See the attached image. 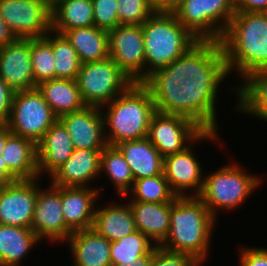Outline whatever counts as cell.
Segmentation results:
<instances>
[{
	"instance_id": "6da1fadb",
	"label": "cell",
	"mask_w": 267,
	"mask_h": 266,
	"mask_svg": "<svg viewBox=\"0 0 267 266\" xmlns=\"http://www.w3.org/2000/svg\"><path fill=\"white\" fill-rule=\"evenodd\" d=\"M220 43L228 74L267 68V12L236 11Z\"/></svg>"
},
{
	"instance_id": "7a4b0ae2",
	"label": "cell",
	"mask_w": 267,
	"mask_h": 266,
	"mask_svg": "<svg viewBox=\"0 0 267 266\" xmlns=\"http://www.w3.org/2000/svg\"><path fill=\"white\" fill-rule=\"evenodd\" d=\"M216 221L198 196H177L171 206L168 235L159 246L206 263Z\"/></svg>"
},
{
	"instance_id": "3957f363",
	"label": "cell",
	"mask_w": 267,
	"mask_h": 266,
	"mask_svg": "<svg viewBox=\"0 0 267 266\" xmlns=\"http://www.w3.org/2000/svg\"><path fill=\"white\" fill-rule=\"evenodd\" d=\"M101 109L105 138L112 146L147 137L151 118L156 112L149 89L143 83L135 82Z\"/></svg>"
},
{
	"instance_id": "277c9868",
	"label": "cell",
	"mask_w": 267,
	"mask_h": 266,
	"mask_svg": "<svg viewBox=\"0 0 267 266\" xmlns=\"http://www.w3.org/2000/svg\"><path fill=\"white\" fill-rule=\"evenodd\" d=\"M141 28L145 51L144 81L178 59L199 40L173 12L155 11Z\"/></svg>"
},
{
	"instance_id": "5b68a950",
	"label": "cell",
	"mask_w": 267,
	"mask_h": 266,
	"mask_svg": "<svg viewBox=\"0 0 267 266\" xmlns=\"http://www.w3.org/2000/svg\"><path fill=\"white\" fill-rule=\"evenodd\" d=\"M204 177L203 188L198 197L215 218L218 217V211L223 209L228 212L245 203L263 182L255 173H247L246 168L237 161L230 162Z\"/></svg>"
},
{
	"instance_id": "8992f818",
	"label": "cell",
	"mask_w": 267,
	"mask_h": 266,
	"mask_svg": "<svg viewBox=\"0 0 267 266\" xmlns=\"http://www.w3.org/2000/svg\"><path fill=\"white\" fill-rule=\"evenodd\" d=\"M172 12L199 40L220 41L236 12V0H179Z\"/></svg>"
},
{
	"instance_id": "52a82bcc",
	"label": "cell",
	"mask_w": 267,
	"mask_h": 266,
	"mask_svg": "<svg viewBox=\"0 0 267 266\" xmlns=\"http://www.w3.org/2000/svg\"><path fill=\"white\" fill-rule=\"evenodd\" d=\"M230 75H195L183 79L179 95V115L184 116L204 131H218L217 96L220 84Z\"/></svg>"
},
{
	"instance_id": "ba28073f",
	"label": "cell",
	"mask_w": 267,
	"mask_h": 266,
	"mask_svg": "<svg viewBox=\"0 0 267 266\" xmlns=\"http://www.w3.org/2000/svg\"><path fill=\"white\" fill-rule=\"evenodd\" d=\"M217 132L204 131L192 120L175 114L155 112L151 118L147 138L165 157L183 151L203 140L219 139ZM192 142V143H191Z\"/></svg>"
},
{
	"instance_id": "9c48e42d",
	"label": "cell",
	"mask_w": 267,
	"mask_h": 266,
	"mask_svg": "<svg viewBox=\"0 0 267 266\" xmlns=\"http://www.w3.org/2000/svg\"><path fill=\"white\" fill-rule=\"evenodd\" d=\"M76 81L86 106L100 108L133 83L110 57L81 64Z\"/></svg>"
},
{
	"instance_id": "30bf717a",
	"label": "cell",
	"mask_w": 267,
	"mask_h": 266,
	"mask_svg": "<svg viewBox=\"0 0 267 266\" xmlns=\"http://www.w3.org/2000/svg\"><path fill=\"white\" fill-rule=\"evenodd\" d=\"M57 119L42 93L34 88L14 92L6 124L13 135L37 144Z\"/></svg>"
},
{
	"instance_id": "8fae6325",
	"label": "cell",
	"mask_w": 267,
	"mask_h": 266,
	"mask_svg": "<svg viewBox=\"0 0 267 266\" xmlns=\"http://www.w3.org/2000/svg\"><path fill=\"white\" fill-rule=\"evenodd\" d=\"M0 16L17 38H42L52 30L46 0H0Z\"/></svg>"
},
{
	"instance_id": "7c38bea8",
	"label": "cell",
	"mask_w": 267,
	"mask_h": 266,
	"mask_svg": "<svg viewBox=\"0 0 267 266\" xmlns=\"http://www.w3.org/2000/svg\"><path fill=\"white\" fill-rule=\"evenodd\" d=\"M109 57L135 83L144 82L145 51L141 25H118L108 31Z\"/></svg>"
},
{
	"instance_id": "4fadbf2b",
	"label": "cell",
	"mask_w": 267,
	"mask_h": 266,
	"mask_svg": "<svg viewBox=\"0 0 267 266\" xmlns=\"http://www.w3.org/2000/svg\"><path fill=\"white\" fill-rule=\"evenodd\" d=\"M39 181L37 178V199L31 229L41 241L48 239V242L64 243L73 232L67 227L62 213L61 187L51 184L47 187L49 189H42Z\"/></svg>"
},
{
	"instance_id": "5bb4252c",
	"label": "cell",
	"mask_w": 267,
	"mask_h": 266,
	"mask_svg": "<svg viewBox=\"0 0 267 266\" xmlns=\"http://www.w3.org/2000/svg\"><path fill=\"white\" fill-rule=\"evenodd\" d=\"M166 68L171 75L190 79L195 75H229L220 41L198 40Z\"/></svg>"
},
{
	"instance_id": "9a60e30c",
	"label": "cell",
	"mask_w": 267,
	"mask_h": 266,
	"mask_svg": "<svg viewBox=\"0 0 267 266\" xmlns=\"http://www.w3.org/2000/svg\"><path fill=\"white\" fill-rule=\"evenodd\" d=\"M37 179H18L0 188V224L31 228Z\"/></svg>"
},
{
	"instance_id": "2e32d148",
	"label": "cell",
	"mask_w": 267,
	"mask_h": 266,
	"mask_svg": "<svg viewBox=\"0 0 267 266\" xmlns=\"http://www.w3.org/2000/svg\"><path fill=\"white\" fill-rule=\"evenodd\" d=\"M194 148L164 157L163 174L177 196H198L203 188L204 175ZM189 190L191 191L190 194Z\"/></svg>"
},
{
	"instance_id": "e0dca14e",
	"label": "cell",
	"mask_w": 267,
	"mask_h": 266,
	"mask_svg": "<svg viewBox=\"0 0 267 266\" xmlns=\"http://www.w3.org/2000/svg\"><path fill=\"white\" fill-rule=\"evenodd\" d=\"M58 119L67 129L74 149L103 150L108 145L100 107L86 106Z\"/></svg>"
},
{
	"instance_id": "ac0fdd59",
	"label": "cell",
	"mask_w": 267,
	"mask_h": 266,
	"mask_svg": "<svg viewBox=\"0 0 267 266\" xmlns=\"http://www.w3.org/2000/svg\"><path fill=\"white\" fill-rule=\"evenodd\" d=\"M0 77L13 91L37 88L31 64V38H17L0 47Z\"/></svg>"
},
{
	"instance_id": "d6986e66",
	"label": "cell",
	"mask_w": 267,
	"mask_h": 266,
	"mask_svg": "<svg viewBox=\"0 0 267 266\" xmlns=\"http://www.w3.org/2000/svg\"><path fill=\"white\" fill-rule=\"evenodd\" d=\"M103 150L74 149L68 160L51 176L53 186L92 187L100 173L101 153Z\"/></svg>"
},
{
	"instance_id": "ffe728a7",
	"label": "cell",
	"mask_w": 267,
	"mask_h": 266,
	"mask_svg": "<svg viewBox=\"0 0 267 266\" xmlns=\"http://www.w3.org/2000/svg\"><path fill=\"white\" fill-rule=\"evenodd\" d=\"M101 191L103 188L61 187L62 213L72 232L92 228Z\"/></svg>"
},
{
	"instance_id": "44dd1931",
	"label": "cell",
	"mask_w": 267,
	"mask_h": 266,
	"mask_svg": "<svg viewBox=\"0 0 267 266\" xmlns=\"http://www.w3.org/2000/svg\"><path fill=\"white\" fill-rule=\"evenodd\" d=\"M73 151L70 135L63 123L57 119L37 143L39 178L44 173L51 176L68 160Z\"/></svg>"
},
{
	"instance_id": "7402d4cb",
	"label": "cell",
	"mask_w": 267,
	"mask_h": 266,
	"mask_svg": "<svg viewBox=\"0 0 267 266\" xmlns=\"http://www.w3.org/2000/svg\"><path fill=\"white\" fill-rule=\"evenodd\" d=\"M65 243L70 246L72 266H111V242L93 228L73 232Z\"/></svg>"
},
{
	"instance_id": "603a6c76",
	"label": "cell",
	"mask_w": 267,
	"mask_h": 266,
	"mask_svg": "<svg viewBox=\"0 0 267 266\" xmlns=\"http://www.w3.org/2000/svg\"><path fill=\"white\" fill-rule=\"evenodd\" d=\"M174 203H150L129 201L134 215L136 229L159 246L167 237L170 229L171 206Z\"/></svg>"
},
{
	"instance_id": "cb8c5ba5",
	"label": "cell",
	"mask_w": 267,
	"mask_h": 266,
	"mask_svg": "<svg viewBox=\"0 0 267 266\" xmlns=\"http://www.w3.org/2000/svg\"><path fill=\"white\" fill-rule=\"evenodd\" d=\"M131 168L134 180L163 174L164 157L145 137L116 145Z\"/></svg>"
},
{
	"instance_id": "d4e9b609",
	"label": "cell",
	"mask_w": 267,
	"mask_h": 266,
	"mask_svg": "<svg viewBox=\"0 0 267 266\" xmlns=\"http://www.w3.org/2000/svg\"><path fill=\"white\" fill-rule=\"evenodd\" d=\"M7 170L18 179H37V144L32 140L11 134L1 154Z\"/></svg>"
},
{
	"instance_id": "484cf974",
	"label": "cell",
	"mask_w": 267,
	"mask_h": 266,
	"mask_svg": "<svg viewBox=\"0 0 267 266\" xmlns=\"http://www.w3.org/2000/svg\"><path fill=\"white\" fill-rule=\"evenodd\" d=\"M108 204V205H107ZM95 209L92 228L108 241L114 242L135 232L133 212L128 204L107 203Z\"/></svg>"
},
{
	"instance_id": "4316f807",
	"label": "cell",
	"mask_w": 267,
	"mask_h": 266,
	"mask_svg": "<svg viewBox=\"0 0 267 266\" xmlns=\"http://www.w3.org/2000/svg\"><path fill=\"white\" fill-rule=\"evenodd\" d=\"M232 88L238 98L236 110L267 122V68L251 72Z\"/></svg>"
},
{
	"instance_id": "83f0119b",
	"label": "cell",
	"mask_w": 267,
	"mask_h": 266,
	"mask_svg": "<svg viewBox=\"0 0 267 266\" xmlns=\"http://www.w3.org/2000/svg\"><path fill=\"white\" fill-rule=\"evenodd\" d=\"M37 88L58 118L86 107L76 80L49 79L40 82Z\"/></svg>"
},
{
	"instance_id": "f1b7e54d",
	"label": "cell",
	"mask_w": 267,
	"mask_h": 266,
	"mask_svg": "<svg viewBox=\"0 0 267 266\" xmlns=\"http://www.w3.org/2000/svg\"><path fill=\"white\" fill-rule=\"evenodd\" d=\"M183 78L171 75L165 67L149 76L143 84L149 89L157 112L179 115V95Z\"/></svg>"
},
{
	"instance_id": "f546056e",
	"label": "cell",
	"mask_w": 267,
	"mask_h": 266,
	"mask_svg": "<svg viewBox=\"0 0 267 266\" xmlns=\"http://www.w3.org/2000/svg\"><path fill=\"white\" fill-rule=\"evenodd\" d=\"M63 34L76 50L81 64L109 57L108 31L93 25L66 30Z\"/></svg>"
},
{
	"instance_id": "4dcf8cb0",
	"label": "cell",
	"mask_w": 267,
	"mask_h": 266,
	"mask_svg": "<svg viewBox=\"0 0 267 266\" xmlns=\"http://www.w3.org/2000/svg\"><path fill=\"white\" fill-rule=\"evenodd\" d=\"M40 241L31 228L0 224V266H20L21 260Z\"/></svg>"
},
{
	"instance_id": "1f68e13d",
	"label": "cell",
	"mask_w": 267,
	"mask_h": 266,
	"mask_svg": "<svg viewBox=\"0 0 267 266\" xmlns=\"http://www.w3.org/2000/svg\"><path fill=\"white\" fill-rule=\"evenodd\" d=\"M52 30H66L94 25L92 0H62L51 9Z\"/></svg>"
},
{
	"instance_id": "d6a6232c",
	"label": "cell",
	"mask_w": 267,
	"mask_h": 266,
	"mask_svg": "<svg viewBox=\"0 0 267 266\" xmlns=\"http://www.w3.org/2000/svg\"><path fill=\"white\" fill-rule=\"evenodd\" d=\"M106 174L118 196L126 195L132 188L134 177L124 155L117 146L107 145L101 153L100 173Z\"/></svg>"
},
{
	"instance_id": "836d02e7",
	"label": "cell",
	"mask_w": 267,
	"mask_h": 266,
	"mask_svg": "<svg viewBox=\"0 0 267 266\" xmlns=\"http://www.w3.org/2000/svg\"><path fill=\"white\" fill-rule=\"evenodd\" d=\"M156 244L142 232L136 230L122 239L111 242V264H131L146 254H153Z\"/></svg>"
},
{
	"instance_id": "e575fe53",
	"label": "cell",
	"mask_w": 267,
	"mask_h": 266,
	"mask_svg": "<svg viewBox=\"0 0 267 266\" xmlns=\"http://www.w3.org/2000/svg\"><path fill=\"white\" fill-rule=\"evenodd\" d=\"M128 195L133 196V199L130 198V201L150 203L172 202L177 197L171 190L164 174L134 180L132 188L123 198H126Z\"/></svg>"
},
{
	"instance_id": "d590c367",
	"label": "cell",
	"mask_w": 267,
	"mask_h": 266,
	"mask_svg": "<svg viewBox=\"0 0 267 266\" xmlns=\"http://www.w3.org/2000/svg\"><path fill=\"white\" fill-rule=\"evenodd\" d=\"M52 53L55 62V78L76 80L81 67L77 52L64 34L53 30Z\"/></svg>"
},
{
	"instance_id": "8d00e7d4",
	"label": "cell",
	"mask_w": 267,
	"mask_h": 266,
	"mask_svg": "<svg viewBox=\"0 0 267 266\" xmlns=\"http://www.w3.org/2000/svg\"><path fill=\"white\" fill-rule=\"evenodd\" d=\"M31 64L35 83L55 79L52 30L42 38H31Z\"/></svg>"
},
{
	"instance_id": "74e56055",
	"label": "cell",
	"mask_w": 267,
	"mask_h": 266,
	"mask_svg": "<svg viewBox=\"0 0 267 266\" xmlns=\"http://www.w3.org/2000/svg\"><path fill=\"white\" fill-rule=\"evenodd\" d=\"M119 25H142L155 10L148 0H117Z\"/></svg>"
},
{
	"instance_id": "f35d334b",
	"label": "cell",
	"mask_w": 267,
	"mask_h": 266,
	"mask_svg": "<svg viewBox=\"0 0 267 266\" xmlns=\"http://www.w3.org/2000/svg\"><path fill=\"white\" fill-rule=\"evenodd\" d=\"M94 25L109 31L119 25L117 0H92Z\"/></svg>"
},
{
	"instance_id": "ab89813d",
	"label": "cell",
	"mask_w": 267,
	"mask_h": 266,
	"mask_svg": "<svg viewBox=\"0 0 267 266\" xmlns=\"http://www.w3.org/2000/svg\"><path fill=\"white\" fill-rule=\"evenodd\" d=\"M203 266L194 256L156 246L149 266Z\"/></svg>"
},
{
	"instance_id": "60d3db41",
	"label": "cell",
	"mask_w": 267,
	"mask_h": 266,
	"mask_svg": "<svg viewBox=\"0 0 267 266\" xmlns=\"http://www.w3.org/2000/svg\"><path fill=\"white\" fill-rule=\"evenodd\" d=\"M239 251V266H267V248L246 246Z\"/></svg>"
},
{
	"instance_id": "b9f144b4",
	"label": "cell",
	"mask_w": 267,
	"mask_h": 266,
	"mask_svg": "<svg viewBox=\"0 0 267 266\" xmlns=\"http://www.w3.org/2000/svg\"><path fill=\"white\" fill-rule=\"evenodd\" d=\"M14 92L0 77V123L9 119Z\"/></svg>"
},
{
	"instance_id": "7bdbcfd3",
	"label": "cell",
	"mask_w": 267,
	"mask_h": 266,
	"mask_svg": "<svg viewBox=\"0 0 267 266\" xmlns=\"http://www.w3.org/2000/svg\"><path fill=\"white\" fill-rule=\"evenodd\" d=\"M236 11L267 12V0H236Z\"/></svg>"
},
{
	"instance_id": "ee69618b",
	"label": "cell",
	"mask_w": 267,
	"mask_h": 266,
	"mask_svg": "<svg viewBox=\"0 0 267 266\" xmlns=\"http://www.w3.org/2000/svg\"><path fill=\"white\" fill-rule=\"evenodd\" d=\"M16 39V35L0 16V47L10 44Z\"/></svg>"
},
{
	"instance_id": "f6af8a7d",
	"label": "cell",
	"mask_w": 267,
	"mask_h": 266,
	"mask_svg": "<svg viewBox=\"0 0 267 266\" xmlns=\"http://www.w3.org/2000/svg\"><path fill=\"white\" fill-rule=\"evenodd\" d=\"M155 11L172 12L179 0H148Z\"/></svg>"
},
{
	"instance_id": "bcb514c9",
	"label": "cell",
	"mask_w": 267,
	"mask_h": 266,
	"mask_svg": "<svg viewBox=\"0 0 267 266\" xmlns=\"http://www.w3.org/2000/svg\"><path fill=\"white\" fill-rule=\"evenodd\" d=\"M17 179L7 170L6 162L0 154V188L9 182L16 181Z\"/></svg>"
},
{
	"instance_id": "7dc6e473",
	"label": "cell",
	"mask_w": 267,
	"mask_h": 266,
	"mask_svg": "<svg viewBox=\"0 0 267 266\" xmlns=\"http://www.w3.org/2000/svg\"><path fill=\"white\" fill-rule=\"evenodd\" d=\"M153 254H146L131 262V264H111V266H149Z\"/></svg>"
},
{
	"instance_id": "c3c4849f",
	"label": "cell",
	"mask_w": 267,
	"mask_h": 266,
	"mask_svg": "<svg viewBox=\"0 0 267 266\" xmlns=\"http://www.w3.org/2000/svg\"><path fill=\"white\" fill-rule=\"evenodd\" d=\"M6 123H0V154L3 153V148L5 147L6 139L11 135Z\"/></svg>"
},
{
	"instance_id": "681fc988",
	"label": "cell",
	"mask_w": 267,
	"mask_h": 266,
	"mask_svg": "<svg viewBox=\"0 0 267 266\" xmlns=\"http://www.w3.org/2000/svg\"><path fill=\"white\" fill-rule=\"evenodd\" d=\"M50 6V8L52 9L57 3H59L62 0H46Z\"/></svg>"
}]
</instances>
